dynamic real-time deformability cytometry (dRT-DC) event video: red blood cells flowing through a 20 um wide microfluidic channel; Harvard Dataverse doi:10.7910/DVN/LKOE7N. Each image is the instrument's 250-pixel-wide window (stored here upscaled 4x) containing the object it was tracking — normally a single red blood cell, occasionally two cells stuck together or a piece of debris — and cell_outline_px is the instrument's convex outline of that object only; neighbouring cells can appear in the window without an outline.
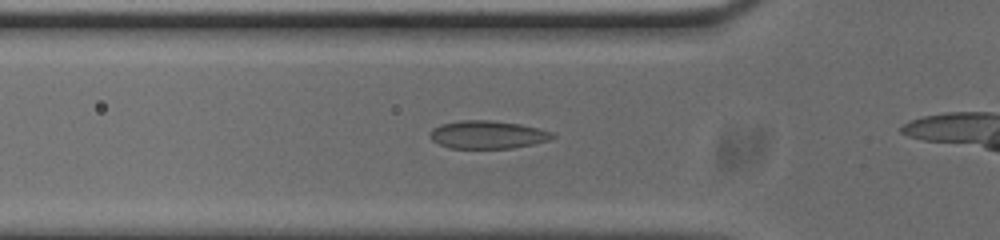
{"species": "common noctule bat (a hibernating species)", "species_latin": "Nyctalus noctula", "temperature_condition": "cold", "stored_images_in_passage": 13, "camera_frame_rate_fps": 3000, "um_per_image_px": 0.085, "animal": {"sex": "male", "body_mass_g": 20.0, "forearm_length_mm": 53.3}, "frame": {"image": 1, "passage_image": 8, "time_ms": 2.333, "image_size_px": [1000, 240], "cell_outline_px": [[556, 136], [548, 140], [532, 144], [512, 148], [448, 148], [432, 140], [428, 136], [428, 132], [432, 128], [440, 124], [460, 120], [488, 120], [520, 124], [552, 132]], "centroid_in_image_um": [41.38, 11.44], "position_along_channel_um": 84.4, "area_um2": 19.94}}
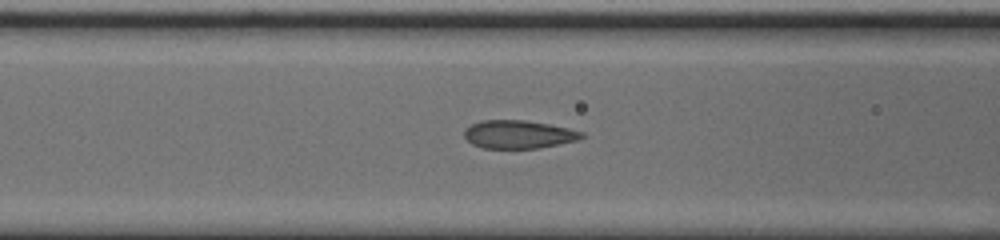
{"frame": {"image": 2, "passage_image": 11, "time_ms": 3.333, "image_size_px": [1000, 240], "cell_outline_px": [[584, 136], [580, 140], [560, 144], [536, 148], [484, 148], [472, 144], [464, 136], [464, 128], [480, 120], [524, 120], [548, 124], [568, 128], [584, 132]], "centroid_in_image_um": [44.08, 11.42], "position_along_channel_um": 122.5, "area_um2": 19.31}}